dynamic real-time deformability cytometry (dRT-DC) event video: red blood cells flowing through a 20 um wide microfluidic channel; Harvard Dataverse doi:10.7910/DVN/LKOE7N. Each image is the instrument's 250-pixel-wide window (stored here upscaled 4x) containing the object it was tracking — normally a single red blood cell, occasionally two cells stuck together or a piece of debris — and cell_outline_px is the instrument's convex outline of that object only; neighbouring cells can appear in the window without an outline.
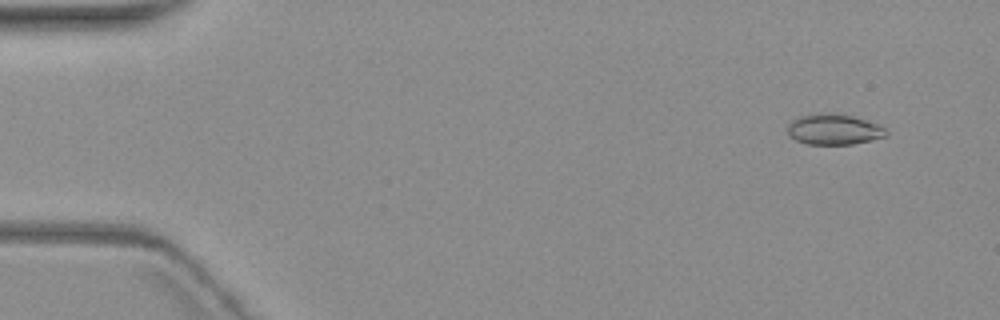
{"species": "common noctule bat (a hibernating species)", "species_latin": "Nyctalus noctula", "temperature_condition": "warm", "stored_images_in_passage": 5, "camera_frame_rate_fps": 3000, "um_per_image_px": 0.085, "animal": {"sex": "female", "body_mass_g": 19.3, "forearm_length_mm": 54.1}, "frame": {"image": 1, "passage_image": 1, "time_ms": 0.0, "image_size_px": [1000, 320], "cell_outline_px": [[888, 136], [872, 140], [852, 144], [808, 144], [796, 140], [788, 136], [788, 124], [792, 120], [808, 112], [832, 112], [852, 116], [876, 124], [884, 128], [888, 132]], "centroid_in_image_um": [70.84, 10.98], "position_along_channel_um": 14.2, "area_um2": 17.86}}
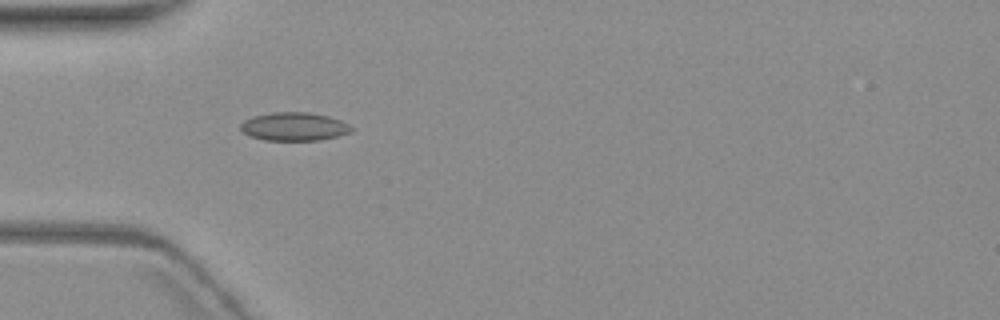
{"frame": {"image": 2, "passage_image": 5, "time_ms": 4.667, "image_size_px": [1000, 320], "cell_outline_px": [[356, 128], [352, 132], [320, 140], [264, 140], [248, 136], [240, 128], [240, 124], [244, 120], [252, 116], [272, 112], [308, 112], [328, 116], [340, 120]], "centroid_in_image_um": [25.0, 10.75], "position_along_channel_um": 60.0, "area_um2": 18.44}}